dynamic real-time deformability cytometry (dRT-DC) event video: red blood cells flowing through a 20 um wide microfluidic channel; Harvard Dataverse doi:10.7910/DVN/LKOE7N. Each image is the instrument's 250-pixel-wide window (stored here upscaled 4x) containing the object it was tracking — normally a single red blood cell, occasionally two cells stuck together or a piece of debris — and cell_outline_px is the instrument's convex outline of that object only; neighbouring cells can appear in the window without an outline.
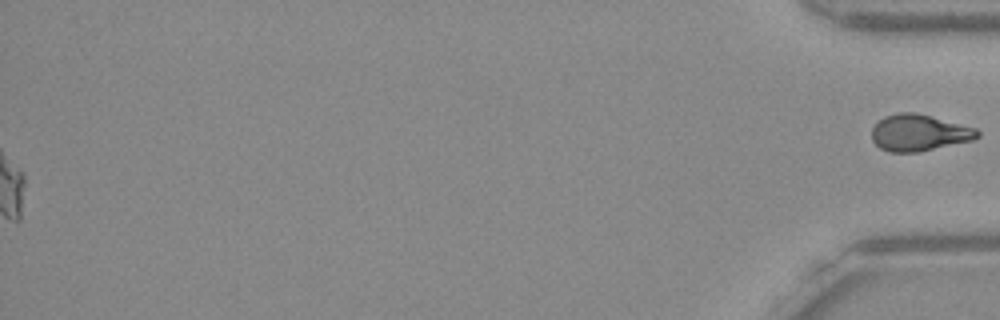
{"species": "Egyptian fruit bat (a non-hibernating species)", "species_latin": "Rousettus aegyptiacus", "temperature_condition": "warm", "stored_images_in_passage": 53, "segment_of_instrument_passage": [2, 2], "camera_frame_rate_fps": 3000, "um_per_image_px": 0.085, "frame": {"image": 1, "passage_image": 53, "time_ms": 17.333, "image_size_px": [1000, 320], "cell_outline_px": [[980, 136], [972, 140], [920, 152], [888, 152], [880, 148], [872, 140], [872, 128], [884, 116], [900, 112], [916, 112], [932, 116], [976, 128], [980, 132]], "centroid_in_image_um": [78.12, 11.28], "position_along_channel_um": 357.1, "area_um2": 22.54}}